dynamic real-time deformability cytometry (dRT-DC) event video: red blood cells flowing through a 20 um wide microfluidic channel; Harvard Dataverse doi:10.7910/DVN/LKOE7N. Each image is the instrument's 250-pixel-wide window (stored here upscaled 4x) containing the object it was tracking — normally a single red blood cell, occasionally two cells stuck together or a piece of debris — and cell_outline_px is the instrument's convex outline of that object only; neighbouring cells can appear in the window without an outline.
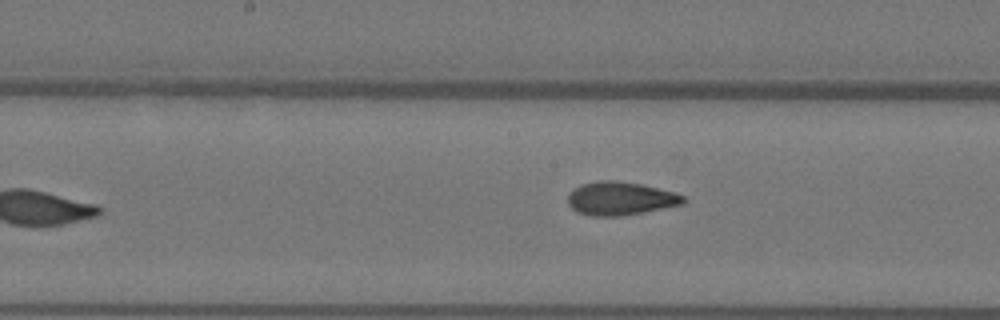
{"species": "Egyptian fruit bat (a non-hibernating species)", "species_latin": "Rousettus aegyptiacus", "temperature_condition": "warm", "stored_images_in_passage": 5, "camera_frame_rate_fps": 3000, "um_per_image_px": 0.085, "animal": {"sex": "female"}, "frame": {"image": 1, "passage_image": 5, "time_ms": 1.333, "image_size_px": [1000, 320], "cell_outline_px": [[684, 204], [644, 212], [620, 216], [592, 216], [576, 212], [568, 204], [568, 196], [580, 184], [596, 180], [616, 180], [640, 184], [676, 192], [684, 196]], "centroid_in_image_um": [52.73, 16.87], "position_along_channel_um": 195.5, "area_um2": 22.48}}